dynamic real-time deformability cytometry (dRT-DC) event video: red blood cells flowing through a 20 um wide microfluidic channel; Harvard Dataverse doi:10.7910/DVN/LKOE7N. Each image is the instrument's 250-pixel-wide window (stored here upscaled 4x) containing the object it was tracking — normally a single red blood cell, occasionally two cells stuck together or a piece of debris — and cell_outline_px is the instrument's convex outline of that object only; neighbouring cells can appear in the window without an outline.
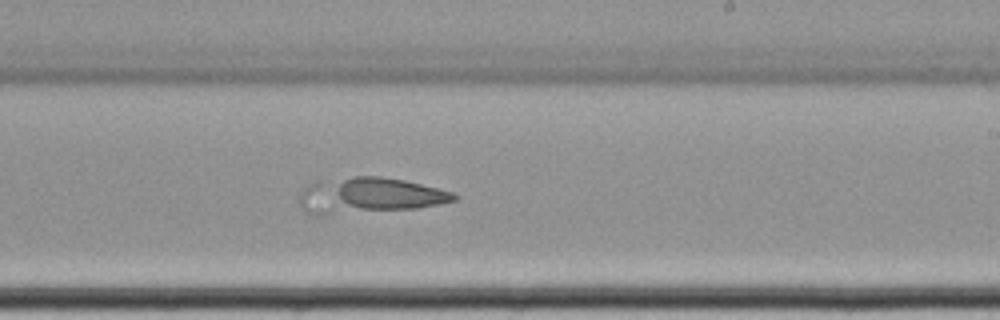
{"species": "common noctule bat (a hibernating species)", "species_latin": "Nyctalus noctula", "temperature_condition": "cold", "stored_images_in_passage": 11, "camera_frame_rate_fps": 3000, "um_per_image_px": 0.085, "animal": {"sex": "female", "body_mass_g": 22.7, "forearm_length_mm": 54.2}, "frame": {"image": 1, "passage_image": 11, "time_ms": 13.0, "image_size_px": [1000, 320], "cell_outline_px": [[460, 196], [456, 200], [440, 204], [416, 208], [328, 212], [308, 212], [300, 204], [300, 196], [304, 188], [308, 184], [316, 180], [356, 176], [380, 176], [404, 180], [452, 192]], "centroid_in_image_um": [31.45, 16.55], "position_along_channel_um": 257.6, "area_um2": 30.98}}